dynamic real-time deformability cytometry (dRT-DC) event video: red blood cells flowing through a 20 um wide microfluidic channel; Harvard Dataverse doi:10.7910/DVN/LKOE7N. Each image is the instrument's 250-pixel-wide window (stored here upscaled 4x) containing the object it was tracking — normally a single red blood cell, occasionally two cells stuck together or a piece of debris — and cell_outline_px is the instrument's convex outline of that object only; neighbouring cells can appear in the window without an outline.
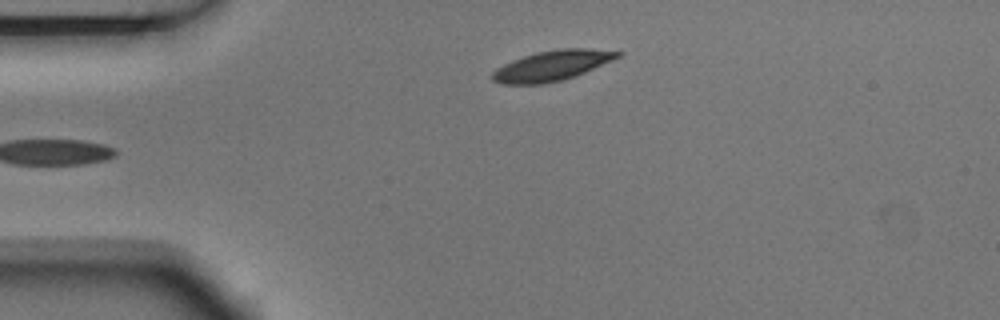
{"species": "Egyptian fruit bat (a non-hibernating species)", "species_latin": "Rousettus aegyptiacus", "temperature_condition": "room temperature", "stored_images_in_passage": 5, "camera_frame_rate_fps": 3000, "um_per_image_px": 0.085, "animal": {"sex": "male"}, "frame": {"image": 1, "passage_image": 5, "time_ms": 1.333, "image_size_px": [1000, 320], "cell_outline_px": [[624, 52], [620, 56], [612, 60], [584, 72], [564, 80], [544, 84], [504, 84], [492, 80], [492, 72], [496, 68], [512, 60], [536, 52], [560, 48], [592, 48]], "centroid_in_image_um": [46.92, 5.57], "position_along_channel_um": 38.1, "area_um2": 22.02}}